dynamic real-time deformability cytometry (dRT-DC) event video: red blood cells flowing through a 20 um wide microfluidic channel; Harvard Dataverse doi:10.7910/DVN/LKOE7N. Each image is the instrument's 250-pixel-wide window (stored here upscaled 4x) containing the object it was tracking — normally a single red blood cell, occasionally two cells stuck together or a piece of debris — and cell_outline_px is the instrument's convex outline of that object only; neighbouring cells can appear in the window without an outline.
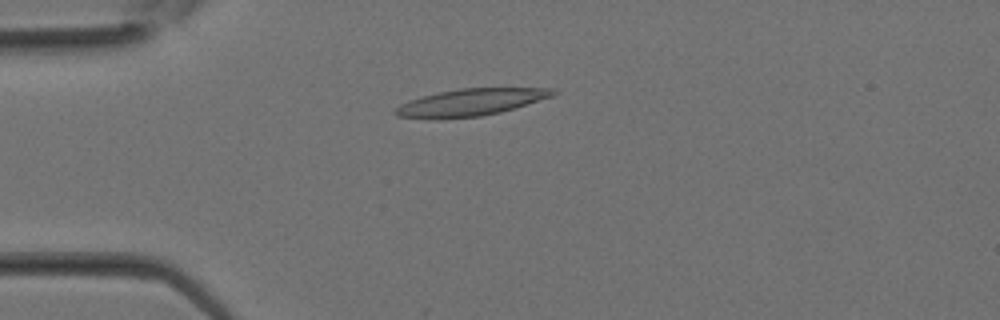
{"species": "Egyptian fruit bat (a non-hibernating species)", "species_latin": "Rousettus aegyptiacus", "temperature_condition": "room temperature", "stored_images_in_passage": 23, "camera_frame_rate_fps": 3000, "um_per_image_px": 0.085, "animal": {"sex": "female"}, "frame": {"image": 1, "passage_image": 1, "time_ms": 0.0, "image_size_px": [1000, 320], "cell_outline_px": [[556, 92], [552, 96], [500, 112], [480, 116], [396, 116], [392, 112], [400, 104], [420, 96], [460, 88], [552, 88]], "centroid_in_image_um": [40.05, 8.65], "position_along_channel_um": 45.0, "area_um2": 23.58}}
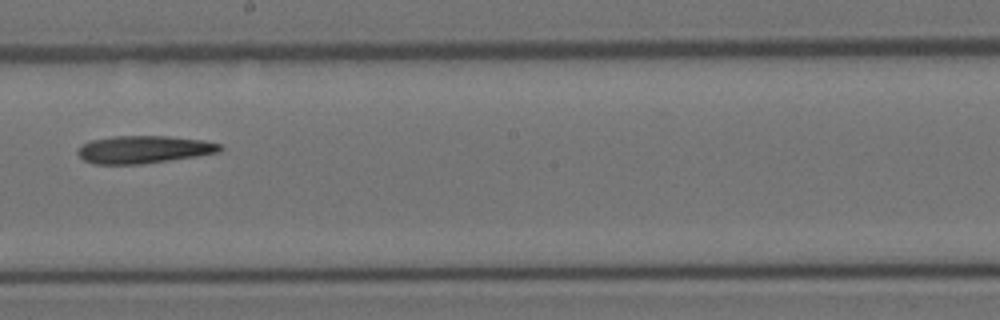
{"frame": {"image": 2, "passage_image": 11, "time_ms": 3.333, "image_size_px": [1000, 320], "cell_outline_px": [[224, 148], [220, 152], [196, 156], [140, 164], [92, 164], [84, 160], [76, 152], [88, 140], [112, 136], [168, 136], [204, 140], [220, 144]], "centroid_in_image_um": [12.22, 12.7], "position_along_channel_um": 236.0, "area_um2": 22.89}}
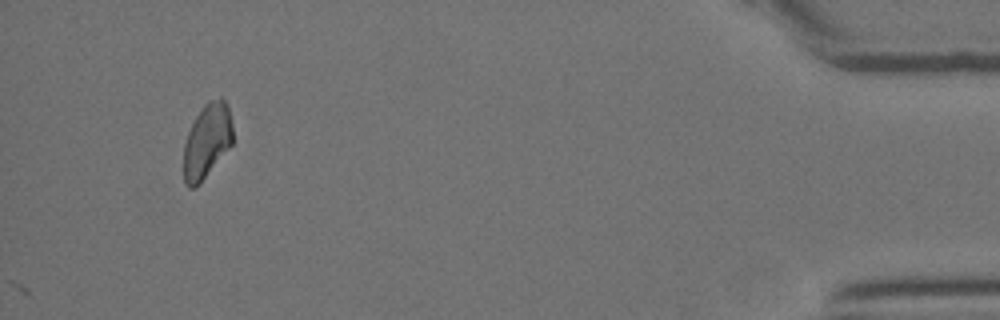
{"frame": {"image": 3, "passage_image": 23, "time_ms": 7.333, "image_size_px": [1000, 320], "cell_outline_px": [[232, 144], [200, 184], [196, 188], [188, 188], [184, 184], [184, 144], [188, 132], [196, 116], [204, 104], [208, 100], [220, 96], [224, 100], [228, 108], [232, 124]], "centroid_in_image_um": [17.58, 12.0], "position_along_channel_um": 417.6, "area_um2": 21.39}}